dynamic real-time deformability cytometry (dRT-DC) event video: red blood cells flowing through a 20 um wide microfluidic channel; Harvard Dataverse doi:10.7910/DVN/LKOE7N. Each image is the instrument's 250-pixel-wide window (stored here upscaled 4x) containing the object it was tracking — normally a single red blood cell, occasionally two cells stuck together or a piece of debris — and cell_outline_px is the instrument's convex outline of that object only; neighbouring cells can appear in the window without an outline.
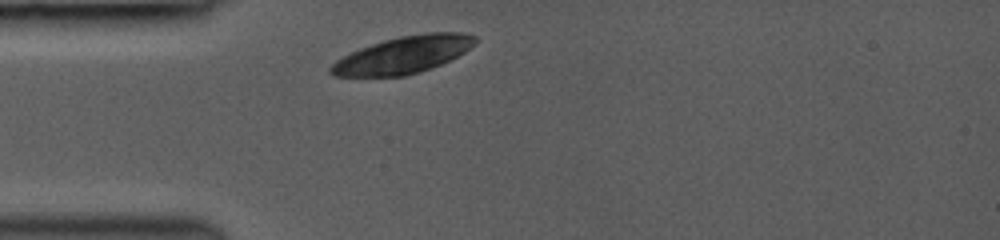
{"species": "common noctule bat (a hibernating species)", "species_latin": "Nyctalus noctula", "temperature_condition": "room temperature", "stored_images_in_passage": 1, "camera_frame_rate_fps": 3000, "um_per_image_px": 0.085, "animal": {"sex": "female", "body_mass_g": 19.0, "forearm_length_mm": 53.3}, "frame": {"image": 1, "passage_image": 1, "time_ms": 0.0, "image_size_px": [1000, 240], "cell_outline_px": [[480, 40], [476, 44], [464, 52], [432, 68], [420, 72], [404, 76], [332, 76], [328, 72], [328, 68], [336, 60], [360, 48], [384, 40], [400, 36], [428, 32], [464, 32], [476, 36]], "centroid_in_image_um": [34.3, 4.65], "position_along_channel_um": 50.7, "area_um2": 31.21}}